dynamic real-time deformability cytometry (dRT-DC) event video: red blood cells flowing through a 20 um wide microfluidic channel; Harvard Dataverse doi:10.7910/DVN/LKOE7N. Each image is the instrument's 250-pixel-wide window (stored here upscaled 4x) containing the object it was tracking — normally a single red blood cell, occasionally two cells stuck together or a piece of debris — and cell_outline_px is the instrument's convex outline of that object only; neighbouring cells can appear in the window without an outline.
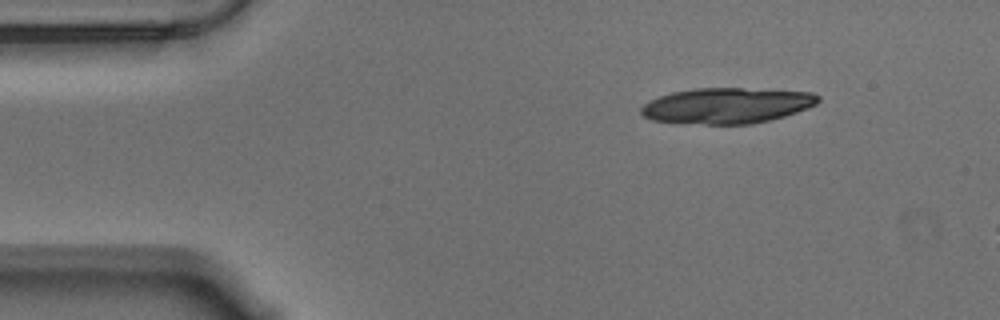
{"species": "Egyptian fruit bat (a non-hibernating species)", "species_latin": "Rousettus aegyptiacus", "temperature_condition": "warm", "stored_images_in_passage": 8, "camera_frame_rate_fps": 3000, "um_per_image_px": 0.085, "animal": {"sex": "male"}, "frame": {"image": 1, "passage_image": 1, "time_ms": 0.0, "image_size_px": [1000, 320], "cell_outline_px": [[820, 100], [816, 104], [808, 108], [784, 116], [752, 124], [704, 124], [652, 120], [644, 116], [640, 112], [640, 108], [648, 100], [672, 92], [696, 88], [740, 88], [812, 92], [820, 96]], "centroid_in_image_um": [61.78, 8.97], "position_along_channel_um": 23.2, "area_um2": 36.7}}